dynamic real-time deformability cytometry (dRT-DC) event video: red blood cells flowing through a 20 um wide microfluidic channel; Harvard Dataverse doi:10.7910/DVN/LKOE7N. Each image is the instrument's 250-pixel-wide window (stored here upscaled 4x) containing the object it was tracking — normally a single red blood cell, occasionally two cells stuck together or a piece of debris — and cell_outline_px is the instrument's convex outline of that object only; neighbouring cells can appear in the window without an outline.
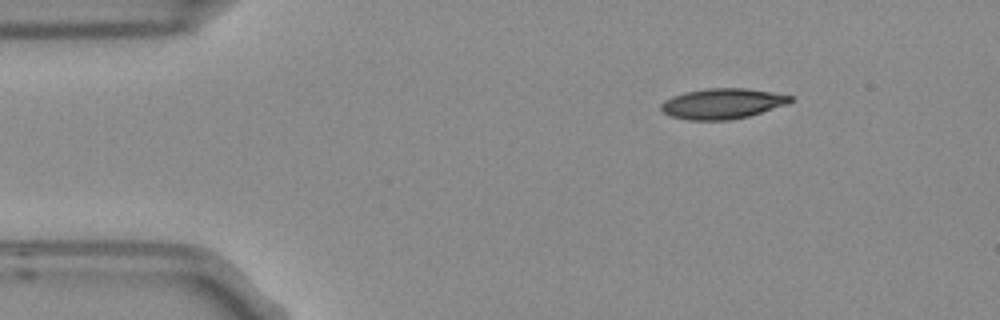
{"species": "Egyptian fruit bat (a non-hibernating species)", "species_latin": "Rousettus aegyptiacus", "temperature_condition": "room temperature", "stored_images_in_passage": 3, "camera_frame_rate_fps": 3000, "um_per_image_px": 0.085, "frame": {"image": 1, "passage_image": 1, "time_ms": 0.0, "image_size_px": [1000, 320], "cell_outline_px": [[792, 100], [788, 104], [748, 116], [728, 120], [688, 120], [672, 116], [664, 112], [660, 108], [660, 104], [664, 100], [672, 96], [684, 92], [708, 88], [748, 88], [772, 92], [792, 96]], "centroid_in_image_um": [61.39, 8.8], "position_along_channel_um": 23.6, "area_um2": 22.89}}